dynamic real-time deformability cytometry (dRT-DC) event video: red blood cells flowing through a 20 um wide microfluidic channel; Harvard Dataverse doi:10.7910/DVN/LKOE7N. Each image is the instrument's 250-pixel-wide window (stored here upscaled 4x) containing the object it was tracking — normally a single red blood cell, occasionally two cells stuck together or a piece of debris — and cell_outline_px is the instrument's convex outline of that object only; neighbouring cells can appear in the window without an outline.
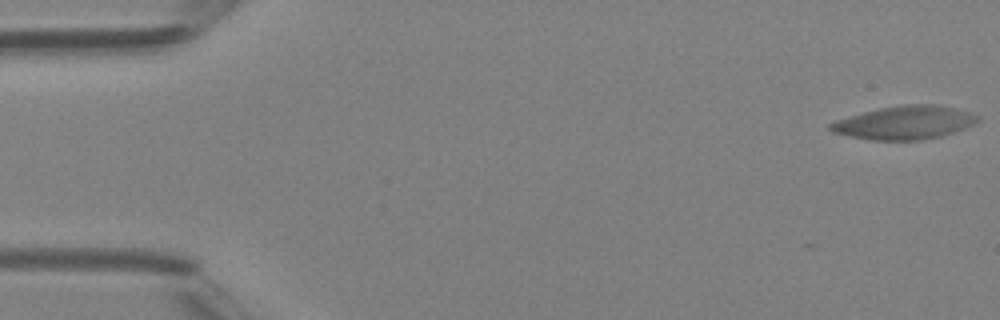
{"species": "Egyptian fruit bat (a non-hibernating species)", "species_latin": "Rousettus aegyptiacus", "temperature_condition": "room temperature", "stored_images_in_passage": 9, "camera_frame_rate_fps": 3000, "um_per_image_px": 0.085, "animal": {"sex": "female"}, "frame": {"image": 1, "passage_image": 1, "time_ms": 0.0, "image_size_px": [1000, 320], "cell_outline_px": [[980, 120], [964, 128], [940, 136], [920, 140], [872, 140], [832, 132], [828, 128], [828, 124], [836, 120], [864, 112], [880, 108], [900, 104], [932, 104], [972, 112], [980, 116]], "centroid_in_image_um": [76.89, 10.41], "position_along_channel_um": 8.1, "area_um2": 28.38}}
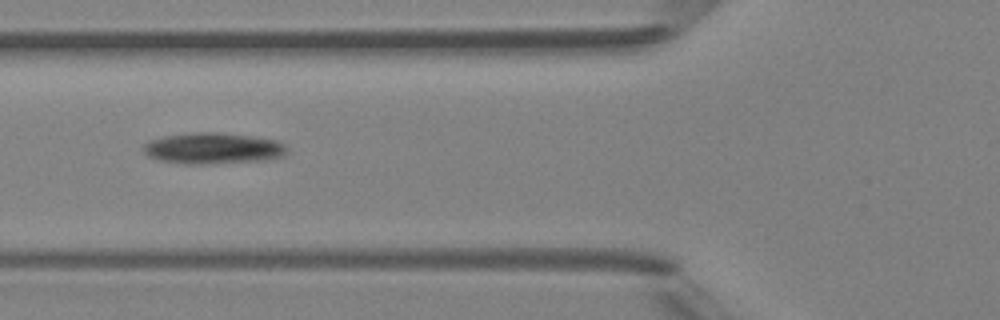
{"frame": {"image": 2, "passage_image": 6, "time_ms": 6.667, "image_size_px": [1000, 320], "cell_outline_px": [[288, 148], [284, 156], [268, 160], [212, 164], [184, 164], [160, 160], [148, 156], [144, 152], [144, 144], [148, 140], [164, 136], [196, 132], [216, 132], [248, 136], [276, 140], [284, 144]], "centroid_in_image_um": [18.11, 12.62], "position_along_channel_um": 107.7, "area_um2": 26.18}}
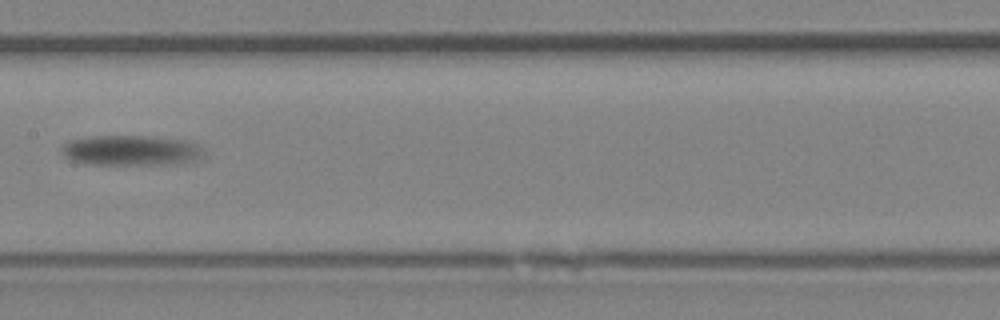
{"frame": {"image": 3, "passage_image": 8, "time_ms": 9.0, "image_size_px": [1000, 320], "cell_outline_px": [[200, 152], [192, 160], [176, 164], [84, 164], [72, 160], [64, 156], [60, 152], [60, 148], [68, 140], [92, 136], [152, 136], [184, 140], [196, 144], [200, 148]], "centroid_in_image_um": [11.0, 12.77], "position_along_channel_um": 196.4, "area_um2": 24.74}}